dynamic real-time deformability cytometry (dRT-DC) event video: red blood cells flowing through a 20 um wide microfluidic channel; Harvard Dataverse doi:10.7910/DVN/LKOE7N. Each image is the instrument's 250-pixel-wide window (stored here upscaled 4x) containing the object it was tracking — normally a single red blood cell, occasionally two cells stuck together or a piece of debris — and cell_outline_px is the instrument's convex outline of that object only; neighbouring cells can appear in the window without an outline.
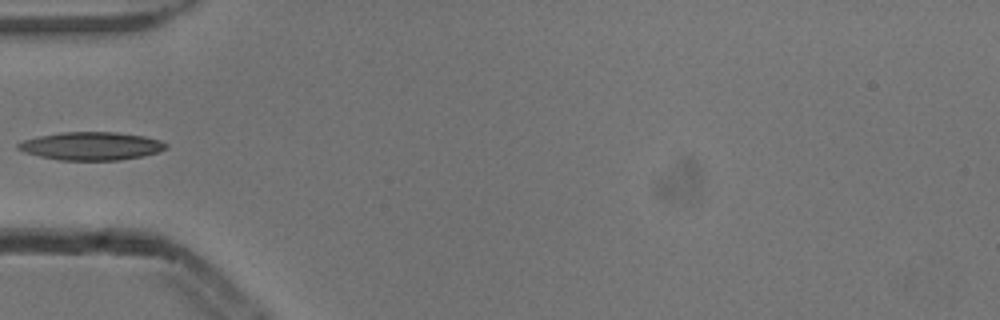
{"species": "common noctule bat (a hibernating species)", "species_latin": "Nyctalus noctula", "temperature_condition": "cold", "stored_images_in_passage": 5, "camera_frame_rate_fps": 3000, "um_per_image_px": 0.085, "animal": {"sex": "male", "body_mass_g": 13.3}, "frame": {"image": 1, "passage_image": 5, "time_ms": 1.333, "image_size_px": [1000, 320], "cell_outline_px": [[168, 148], [160, 152], [120, 160], [60, 160], [40, 156], [24, 152], [16, 148], [16, 144], [24, 140], [40, 136], [60, 132], [116, 132], [144, 136], [160, 140], [168, 144]], "centroid_in_image_um": [7.78, 12.41], "position_along_channel_um": 77.2, "area_um2": 24.22}}